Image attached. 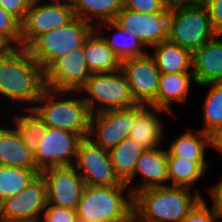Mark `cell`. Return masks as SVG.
Wrapping results in <instances>:
<instances>
[{"label": "cell", "mask_w": 222, "mask_h": 222, "mask_svg": "<svg viewBox=\"0 0 222 222\" xmlns=\"http://www.w3.org/2000/svg\"><path fill=\"white\" fill-rule=\"evenodd\" d=\"M45 90L44 69L26 48L13 47L0 57V95L3 98L31 109Z\"/></svg>", "instance_id": "6da1fadb"}, {"label": "cell", "mask_w": 222, "mask_h": 222, "mask_svg": "<svg viewBox=\"0 0 222 222\" xmlns=\"http://www.w3.org/2000/svg\"><path fill=\"white\" fill-rule=\"evenodd\" d=\"M191 191L171 185L137 191L134 214L143 222H181L204 198L199 191Z\"/></svg>", "instance_id": "7a4b0ae2"}, {"label": "cell", "mask_w": 222, "mask_h": 222, "mask_svg": "<svg viewBox=\"0 0 222 222\" xmlns=\"http://www.w3.org/2000/svg\"><path fill=\"white\" fill-rule=\"evenodd\" d=\"M81 97L79 92L46 89L31 109L47 128H60L83 139L89 136L92 113Z\"/></svg>", "instance_id": "3957f363"}, {"label": "cell", "mask_w": 222, "mask_h": 222, "mask_svg": "<svg viewBox=\"0 0 222 222\" xmlns=\"http://www.w3.org/2000/svg\"><path fill=\"white\" fill-rule=\"evenodd\" d=\"M133 214L134 194L124 182L114 186L86 185L76 208L79 222H125Z\"/></svg>", "instance_id": "277c9868"}, {"label": "cell", "mask_w": 222, "mask_h": 222, "mask_svg": "<svg viewBox=\"0 0 222 222\" xmlns=\"http://www.w3.org/2000/svg\"><path fill=\"white\" fill-rule=\"evenodd\" d=\"M78 92L92 114L138 105L121 69L113 72L91 73Z\"/></svg>", "instance_id": "5b68a950"}, {"label": "cell", "mask_w": 222, "mask_h": 222, "mask_svg": "<svg viewBox=\"0 0 222 222\" xmlns=\"http://www.w3.org/2000/svg\"><path fill=\"white\" fill-rule=\"evenodd\" d=\"M94 27L76 16L67 24L37 36L27 47L44 70L57 58L80 48Z\"/></svg>", "instance_id": "8992f818"}, {"label": "cell", "mask_w": 222, "mask_h": 222, "mask_svg": "<svg viewBox=\"0 0 222 222\" xmlns=\"http://www.w3.org/2000/svg\"><path fill=\"white\" fill-rule=\"evenodd\" d=\"M214 31L203 3L174 6V21L168 40L191 52L212 40Z\"/></svg>", "instance_id": "52a82bcc"}, {"label": "cell", "mask_w": 222, "mask_h": 222, "mask_svg": "<svg viewBox=\"0 0 222 222\" xmlns=\"http://www.w3.org/2000/svg\"><path fill=\"white\" fill-rule=\"evenodd\" d=\"M113 21L122 29L131 31L146 49H151L168 39L174 21V6L154 13H139L123 6Z\"/></svg>", "instance_id": "ba28073f"}, {"label": "cell", "mask_w": 222, "mask_h": 222, "mask_svg": "<svg viewBox=\"0 0 222 222\" xmlns=\"http://www.w3.org/2000/svg\"><path fill=\"white\" fill-rule=\"evenodd\" d=\"M74 17L72 3L32 0L21 23V46L26 48L37 36L69 23Z\"/></svg>", "instance_id": "9c48e42d"}, {"label": "cell", "mask_w": 222, "mask_h": 222, "mask_svg": "<svg viewBox=\"0 0 222 222\" xmlns=\"http://www.w3.org/2000/svg\"><path fill=\"white\" fill-rule=\"evenodd\" d=\"M46 205V182L38 173L20 193L0 202V219L2 222H40Z\"/></svg>", "instance_id": "30bf717a"}, {"label": "cell", "mask_w": 222, "mask_h": 222, "mask_svg": "<svg viewBox=\"0 0 222 222\" xmlns=\"http://www.w3.org/2000/svg\"><path fill=\"white\" fill-rule=\"evenodd\" d=\"M82 138L60 128H46L34 153L37 169L73 166Z\"/></svg>", "instance_id": "8fae6325"}, {"label": "cell", "mask_w": 222, "mask_h": 222, "mask_svg": "<svg viewBox=\"0 0 222 222\" xmlns=\"http://www.w3.org/2000/svg\"><path fill=\"white\" fill-rule=\"evenodd\" d=\"M73 167L90 186H114L122 182L116 176L109 151L83 138L78 146Z\"/></svg>", "instance_id": "7c38bea8"}, {"label": "cell", "mask_w": 222, "mask_h": 222, "mask_svg": "<svg viewBox=\"0 0 222 222\" xmlns=\"http://www.w3.org/2000/svg\"><path fill=\"white\" fill-rule=\"evenodd\" d=\"M44 75L46 89L78 92L91 75L83 46L55 59L44 70Z\"/></svg>", "instance_id": "4fadbf2b"}, {"label": "cell", "mask_w": 222, "mask_h": 222, "mask_svg": "<svg viewBox=\"0 0 222 222\" xmlns=\"http://www.w3.org/2000/svg\"><path fill=\"white\" fill-rule=\"evenodd\" d=\"M131 93L138 104L157 107L160 71L150 53L121 61Z\"/></svg>", "instance_id": "5bb4252c"}, {"label": "cell", "mask_w": 222, "mask_h": 222, "mask_svg": "<svg viewBox=\"0 0 222 222\" xmlns=\"http://www.w3.org/2000/svg\"><path fill=\"white\" fill-rule=\"evenodd\" d=\"M134 124V107L113 109L91 115L88 138L109 150L129 137Z\"/></svg>", "instance_id": "9a60e30c"}, {"label": "cell", "mask_w": 222, "mask_h": 222, "mask_svg": "<svg viewBox=\"0 0 222 222\" xmlns=\"http://www.w3.org/2000/svg\"><path fill=\"white\" fill-rule=\"evenodd\" d=\"M46 182L47 204L76 210L86 186L73 166L48 168L40 172Z\"/></svg>", "instance_id": "2e32d148"}, {"label": "cell", "mask_w": 222, "mask_h": 222, "mask_svg": "<svg viewBox=\"0 0 222 222\" xmlns=\"http://www.w3.org/2000/svg\"><path fill=\"white\" fill-rule=\"evenodd\" d=\"M168 112L152 105L138 104L134 106V124L129 138L133 139L145 150L160 147L164 139V123L159 114Z\"/></svg>", "instance_id": "e0dca14e"}, {"label": "cell", "mask_w": 222, "mask_h": 222, "mask_svg": "<svg viewBox=\"0 0 222 222\" xmlns=\"http://www.w3.org/2000/svg\"><path fill=\"white\" fill-rule=\"evenodd\" d=\"M140 174L141 183L133 186L136 175ZM167 150L157 147L145 150L139 157L134 176L126 183L133 194L148 188L163 187L169 184ZM138 186V187H137Z\"/></svg>", "instance_id": "ac0fdd59"}, {"label": "cell", "mask_w": 222, "mask_h": 222, "mask_svg": "<svg viewBox=\"0 0 222 222\" xmlns=\"http://www.w3.org/2000/svg\"><path fill=\"white\" fill-rule=\"evenodd\" d=\"M196 86L222 82V35H217L192 52Z\"/></svg>", "instance_id": "d6986e66"}, {"label": "cell", "mask_w": 222, "mask_h": 222, "mask_svg": "<svg viewBox=\"0 0 222 222\" xmlns=\"http://www.w3.org/2000/svg\"><path fill=\"white\" fill-rule=\"evenodd\" d=\"M193 83V84H191ZM196 85L193 72L161 73L158 83L157 107L172 115V102L185 103L191 93V86Z\"/></svg>", "instance_id": "ffe728a7"}, {"label": "cell", "mask_w": 222, "mask_h": 222, "mask_svg": "<svg viewBox=\"0 0 222 222\" xmlns=\"http://www.w3.org/2000/svg\"><path fill=\"white\" fill-rule=\"evenodd\" d=\"M83 48L90 73L113 72L121 69V60L95 28L85 39Z\"/></svg>", "instance_id": "44dd1931"}, {"label": "cell", "mask_w": 222, "mask_h": 222, "mask_svg": "<svg viewBox=\"0 0 222 222\" xmlns=\"http://www.w3.org/2000/svg\"><path fill=\"white\" fill-rule=\"evenodd\" d=\"M7 127H0V165L37 169L34 154L23 143L15 128L11 125Z\"/></svg>", "instance_id": "7402d4cb"}, {"label": "cell", "mask_w": 222, "mask_h": 222, "mask_svg": "<svg viewBox=\"0 0 222 222\" xmlns=\"http://www.w3.org/2000/svg\"><path fill=\"white\" fill-rule=\"evenodd\" d=\"M105 28L116 31H114L113 34L110 32L111 36H107V34L104 35L105 30L103 29ZM95 29L102 35L108 46L121 61L128 58L144 56L148 53L141 41L131 31L122 29L114 21L98 23Z\"/></svg>", "instance_id": "603a6c76"}, {"label": "cell", "mask_w": 222, "mask_h": 222, "mask_svg": "<svg viewBox=\"0 0 222 222\" xmlns=\"http://www.w3.org/2000/svg\"><path fill=\"white\" fill-rule=\"evenodd\" d=\"M157 68L160 73L192 72V52L168 39L152 47Z\"/></svg>", "instance_id": "cb8c5ba5"}, {"label": "cell", "mask_w": 222, "mask_h": 222, "mask_svg": "<svg viewBox=\"0 0 222 222\" xmlns=\"http://www.w3.org/2000/svg\"><path fill=\"white\" fill-rule=\"evenodd\" d=\"M188 129L167 147V157H179L191 161H207L206 148L210 146L209 134L201 129Z\"/></svg>", "instance_id": "d4e9b609"}, {"label": "cell", "mask_w": 222, "mask_h": 222, "mask_svg": "<svg viewBox=\"0 0 222 222\" xmlns=\"http://www.w3.org/2000/svg\"><path fill=\"white\" fill-rule=\"evenodd\" d=\"M169 185L193 189L210 169L207 161H191L179 157H167ZM193 187V188H192Z\"/></svg>", "instance_id": "484cf974"}, {"label": "cell", "mask_w": 222, "mask_h": 222, "mask_svg": "<svg viewBox=\"0 0 222 222\" xmlns=\"http://www.w3.org/2000/svg\"><path fill=\"white\" fill-rule=\"evenodd\" d=\"M108 151L116 176L127 183L134 176L137 161L145 149L128 137Z\"/></svg>", "instance_id": "4316f807"}, {"label": "cell", "mask_w": 222, "mask_h": 222, "mask_svg": "<svg viewBox=\"0 0 222 222\" xmlns=\"http://www.w3.org/2000/svg\"><path fill=\"white\" fill-rule=\"evenodd\" d=\"M72 7L77 18L90 23L95 28L98 23L115 19L123 8V0H73Z\"/></svg>", "instance_id": "83f0119b"}, {"label": "cell", "mask_w": 222, "mask_h": 222, "mask_svg": "<svg viewBox=\"0 0 222 222\" xmlns=\"http://www.w3.org/2000/svg\"><path fill=\"white\" fill-rule=\"evenodd\" d=\"M23 110L24 114L12 116V126L14 125L23 143L34 154L47 127L32 109Z\"/></svg>", "instance_id": "f1b7e54d"}, {"label": "cell", "mask_w": 222, "mask_h": 222, "mask_svg": "<svg viewBox=\"0 0 222 222\" xmlns=\"http://www.w3.org/2000/svg\"><path fill=\"white\" fill-rule=\"evenodd\" d=\"M40 171L0 165V202L20 193Z\"/></svg>", "instance_id": "f546056e"}, {"label": "cell", "mask_w": 222, "mask_h": 222, "mask_svg": "<svg viewBox=\"0 0 222 222\" xmlns=\"http://www.w3.org/2000/svg\"><path fill=\"white\" fill-rule=\"evenodd\" d=\"M207 87L204 96L203 110V132L210 133L215 128L222 126V82L209 83L199 87Z\"/></svg>", "instance_id": "4dcf8cb0"}, {"label": "cell", "mask_w": 222, "mask_h": 222, "mask_svg": "<svg viewBox=\"0 0 222 222\" xmlns=\"http://www.w3.org/2000/svg\"><path fill=\"white\" fill-rule=\"evenodd\" d=\"M0 36L12 47L21 46V23L0 6Z\"/></svg>", "instance_id": "1f68e13d"}, {"label": "cell", "mask_w": 222, "mask_h": 222, "mask_svg": "<svg viewBox=\"0 0 222 222\" xmlns=\"http://www.w3.org/2000/svg\"><path fill=\"white\" fill-rule=\"evenodd\" d=\"M202 198L199 203L187 214L181 222H216L220 220V214L212 201L211 208ZM220 222V221H219Z\"/></svg>", "instance_id": "d6a6232c"}, {"label": "cell", "mask_w": 222, "mask_h": 222, "mask_svg": "<svg viewBox=\"0 0 222 222\" xmlns=\"http://www.w3.org/2000/svg\"><path fill=\"white\" fill-rule=\"evenodd\" d=\"M40 222H79L76 210L47 204Z\"/></svg>", "instance_id": "836d02e7"}, {"label": "cell", "mask_w": 222, "mask_h": 222, "mask_svg": "<svg viewBox=\"0 0 222 222\" xmlns=\"http://www.w3.org/2000/svg\"><path fill=\"white\" fill-rule=\"evenodd\" d=\"M123 6L139 13L161 12L168 7L165 0H124Z\"/></svg>", "instance_id": "e575fe53"}, {"label": "cell", "mask_w": 222, "mask_h": 222, "mask_svg": "<svg viewBox=\"0 0 222 222\" xmlns=\"http://www.w3.org/2000/svg\"><path fill=\"white\" fill-rule=\"evenodd\" d=\"M31 1L32 0H0V6L22 23L26 17Z\"/></svg>", "instance_id": "d590c367"}, {"label": "cell", "mask_w": 222, "mask_h": 222, "mask_svg": "<svg viewBox=\"0 0 222 222\" xmlns=\"http://www.w3.org/2000/svg\"><path fill=\"white\" fill-rule=\"evenodd\" d=\"M209 13L212 27L217 35H222V0H203Z\"/></svg>", "instance_id": "8d00e7d4"}, {"label": "cell", "mask_w": 222, "mask_h": 222, "mask_svg": "<svg viewBox=\"0 0 222 222\" xmlns=\"http://www.w3.org/2000/svg\"><path fill=\"white\" fill-rule=\"evenodd\" d=\"M208 191L210 193L209 196H211V200L213 201L218 210V213L222 214V178Z\"/></svg>", "instance_id": "74e56055"}, {"label": "cell", "mask_w": 222, "mask_h": 222, "mask_svg": "<svg viewBox=\"0 0 222 222\" xmlns=\"http://www.w3.org/2000/svg\"><path fill=\"white\" fill-rule=\"evenodd\" d=\"M210 146L222 154V126L215 128L209 133Z\"/></svg>", "instance_id": "f35d334b"}, {"label": "cell", "mask_w": 222, "mask_h": 222, "mask_svg": "<svg viewBox=\"0 0 222 222\" xmlns=\"http://www.w3.org/2000/svg\"><path fill=\"white\" fill-rule=\"evenodd\" d=\"M168 6L186 5V4H199L203 0H165Z\"/></svg>", "instance_id": "ab89813d"}, {"label": "cell", "mask_w": 222, "mask_h": 222, "mask_svg": "<svg viewBox=\"0 0 222 222\" xmlns=\"http://www.w3.org/2000/svg\"><path fill=\"white\" fill-rule=\"evenodd\" d=\"M13 47L2 37L0 36V57L5 55Z\"/></svg>", "instance_id": "60d3db41"}, {"label": "cell", "mask_w": 222, "mask_h": 222, "mask_svg": "<svg viewBox=\"0 0 222 222\" xmlns=\"http://www.w3.org/2000/svg\"><path fill=\"white\" fill-rule=\"evenodd\" d=\"M125 222H143L135 214L127 218Z\"/></svg>", "instance_id": "b9f144b4"}, {"label": "cell", "mask_w": 222, "mask_h": 222, "mask_svg": "<svg viewBox=\"0 0 222 222\" xmlns=\"http://www.w3.org/2000/svg\"><path fill=\"white\" fill-rule=\"evenodd\" d=\"M46 1H57V2H66V3H72L73 0H46Z\"/></svg>", "instance_id": "7bdbcfd3"}]
</instances>
